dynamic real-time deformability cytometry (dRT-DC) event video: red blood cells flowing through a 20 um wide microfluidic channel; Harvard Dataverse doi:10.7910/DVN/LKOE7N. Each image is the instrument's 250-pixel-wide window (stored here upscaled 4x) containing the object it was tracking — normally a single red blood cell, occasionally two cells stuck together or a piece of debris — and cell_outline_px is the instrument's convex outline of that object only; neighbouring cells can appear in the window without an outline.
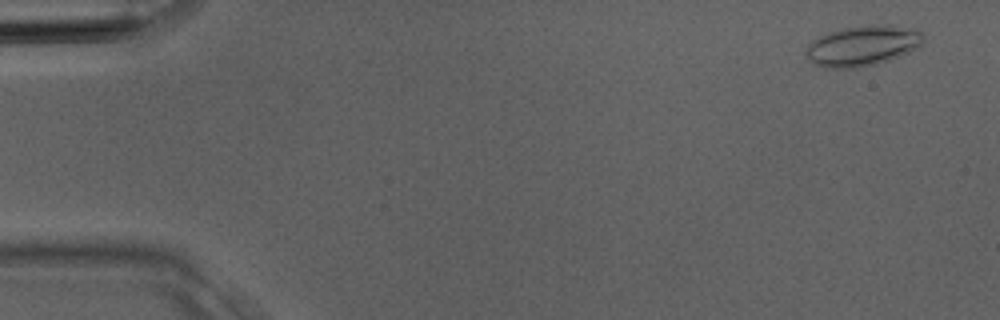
{"species": "Egyptian fruit bat (a non-hibernating species)", "species_latin": "Rousettus aegyptiacus", "temperature_condition": "room temperature", "stored_images_in_passage": 4, "camera_frame_rate_fps": 3000, "um_per_image_px": 0.085, "animal": {"sex": "male"}, "frame": {"image": 1, "passage_image": 1, "time_ms": 0.0, "image_size_px": [1000, 320], "cell_outline_px": [[924, 40], [916, 48], [900, 56], [876, 64], [856, 68], [828, 68], [812, 64], [804, 52], [808, 44], [812, 40], [820, 36], [844, 28], [880, 24], [888, 24], [912, 28], [920, 32], [924, 36]], "centroid_in_image_um": [73.3, 3.9], "position_along_channel_um": 11.7, "area_um2": 27.51}}